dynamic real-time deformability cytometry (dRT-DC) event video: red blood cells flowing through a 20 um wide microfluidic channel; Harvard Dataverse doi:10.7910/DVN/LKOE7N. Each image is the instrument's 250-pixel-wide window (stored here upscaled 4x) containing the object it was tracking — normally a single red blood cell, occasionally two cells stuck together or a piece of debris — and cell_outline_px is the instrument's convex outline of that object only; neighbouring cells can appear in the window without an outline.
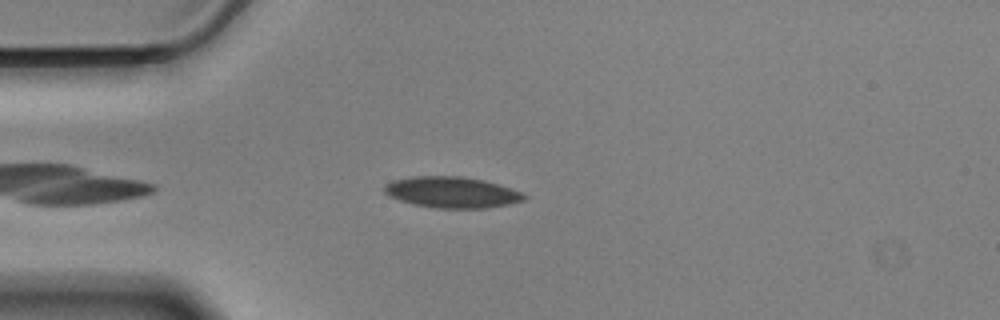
{"species": "Egyptian fruit bat (a non-hibernating species)", "species_latin": "Rousettus aegyptiacus", "temperature_condition": "cold", "stored_images_in_passage": 49, "camera_frame_rate_fps": 3000, "um_per_image_px": 0.085, "animal": {"sex": "male"}, "frame": {"image": 1, "passage_image": 7, "time_ms": 2.0, "image_size_px": [1000, 320], "cell_outline_px": [[528, 196], [524, 200], [508, 204], [484, 208], [436, 208], [412, 204], [388, 196], [384, 192], [384, 184], [392, 180], [412, 176], [460, 176], [484, 180], [520, 192]], "centroid_in_image_um": [38.35, 16.34], "position_along_channel_um": 46.7, "area_um2": 25.2}}
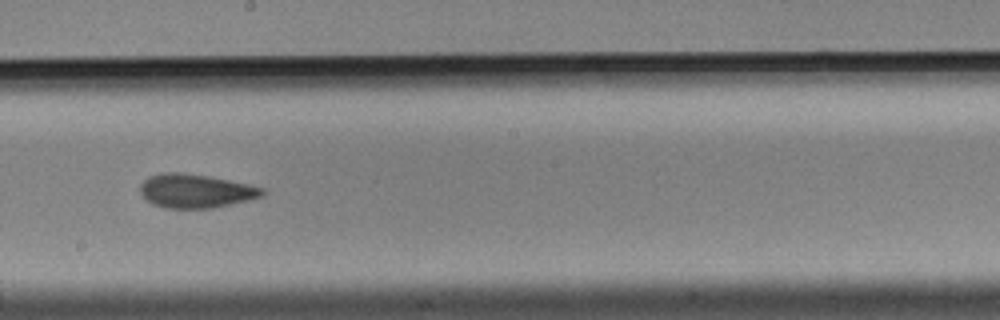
{"frame": {"image": 2, "passage_image": 24, "time_ms": 7.667, "image_size_px": [1000, 320], "cell_outline_px": [[268, 192], [260, 196], [248, 200], [212, 208], [168, 208], [152, 204], [140, 192], [140, 184], [148, 176], [164, 172], [180, 172], [208, 176], [248, 184], [264, 188]], "centroid_in_image_um": [16.62, 16.22], "position_along_channel_um": 231.6, "area_um2": 23.93}}
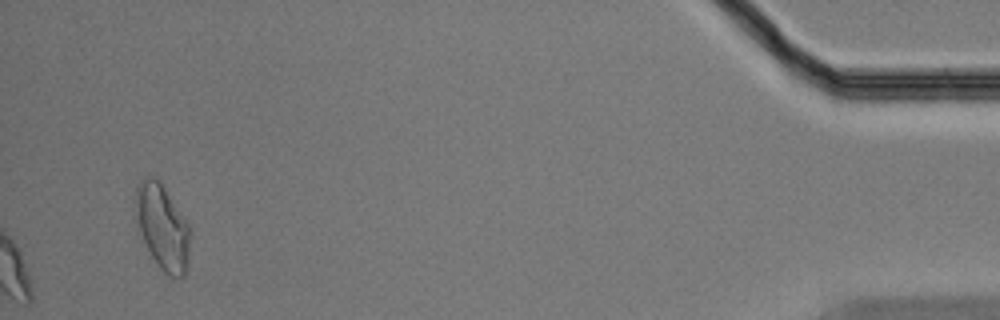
{"frame": {"image": 3, "passage_image": 47, "time_ms": 15.333, "image_size_px": [1000, 320], "cell_outline_px": [[192, 232], [188, 264], [184, 276], [168, 276], [160, 268], [136, 232], [132, 208], [136, 184], [140, 180], [148, 176], [152, 176], [160, 180], [188, 224]], "centroid_in_image_um": [13.74, 19.26], "position_along_channel_um": 421.5, "area_um2": 28.26}, "authors_computed_cell_mechanics": {"area_um2": 24.1026, "velocity_mm_per_s": 3.5126, "shape_relaxation_time_tau1_ms": 8.6468, "shape_relaxation_time_tau2_ms": 3.4227, "deformation_change_tau1": 0.1584, "deformation_change_tau2": 0.0887}}